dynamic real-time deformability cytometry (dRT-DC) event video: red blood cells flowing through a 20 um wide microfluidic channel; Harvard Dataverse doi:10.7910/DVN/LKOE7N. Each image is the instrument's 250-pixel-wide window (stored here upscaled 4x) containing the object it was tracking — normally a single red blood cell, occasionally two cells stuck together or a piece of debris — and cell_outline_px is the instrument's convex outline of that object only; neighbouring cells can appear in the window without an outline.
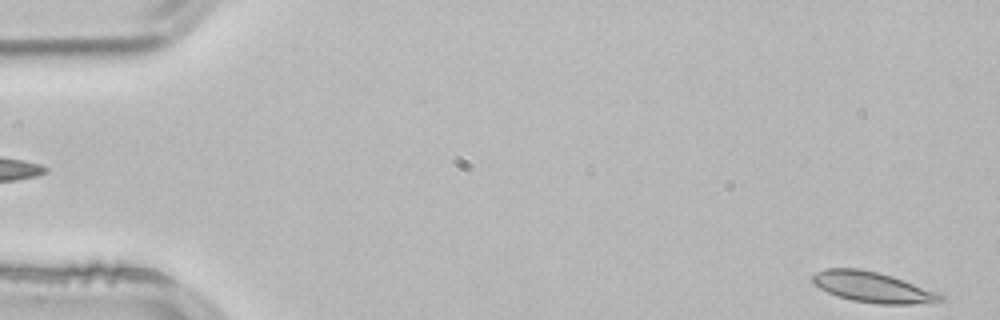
{"species": "common noctule bat (a hibernating species)", "species_latin": "Nyctalus noctula", "temperature_condition": "room temperature", "stored_images_in_passage": 2, "segment_of_instrument_passage": [2, 2], "camera_frame_rate_fps": 3000, "um_per_image_px": 0.085, "animal": {"sex": "male", "body_mass_g": 21.5, "forearm_length_mm": 52.0}, "frame": {"image": 1, "passage_image": 2, "time_ms": 0.333, "image_size_px": [1000, 320], "cell_outline_px": [[944, 300], [932, 304], [880, 304], [852, 300], [836, 296], [812, 284], [812, 276], [816, 272], [824, 268], [860, 268], [892, 276], [940, 292], [944, 296]], "centroid_in_image_um": [74.22, 24.42], "position_along_channel_um": 10.8, "area_um2": 23.12}}